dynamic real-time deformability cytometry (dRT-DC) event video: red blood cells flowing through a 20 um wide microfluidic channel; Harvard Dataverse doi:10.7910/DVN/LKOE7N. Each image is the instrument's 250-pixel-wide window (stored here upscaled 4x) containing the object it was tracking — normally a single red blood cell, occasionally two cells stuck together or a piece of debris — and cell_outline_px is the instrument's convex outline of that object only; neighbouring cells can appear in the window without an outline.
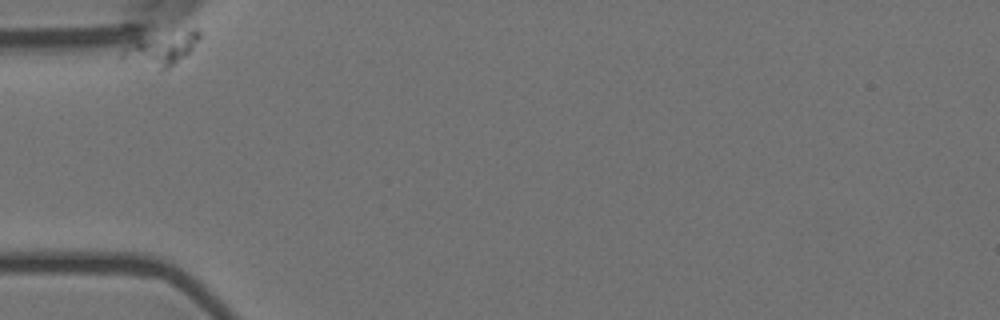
{"species": "Egyptian fruit bat (a non-hibernating species)", "species_latin": "Rousettus aegyptiacus", "temperature_condition": "room temperature", "stored_images_in_passage": 4, "camera_frame_rate_fps": 3000, "um_per_image_px": 0.085, "animal": {"sex": "female"}, "frame": {"image": 1, "passage_image": 1, "time_ms": 0.0, "image_size_px": [1000, 320], "cell_outline_px": [[200, 36], [192, 48], [184, 56], [168, 68], [160, 68], [120, 60], [120, 52], [132, 36], [168, 20], [200, 28]], "centroid_in_image_um": [13.67, 3.8], "position_along_channel_um": 71.3, "area_um2": 18.38}}
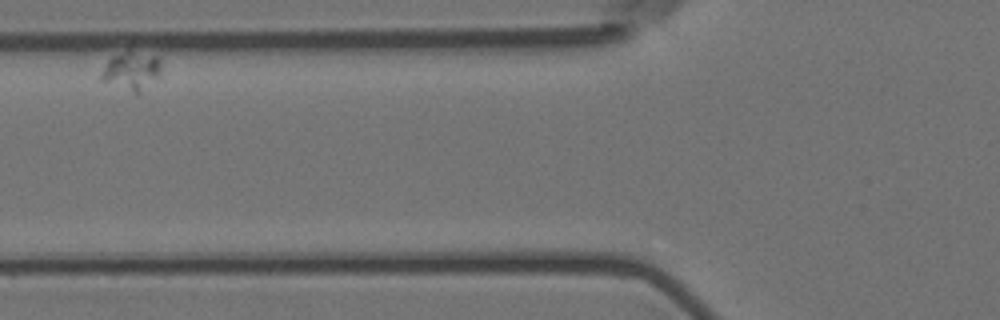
{"frame": {"image": 2, "passage_image": 3, "time_ms": 0.667, "image_size_px": [1000, 320], "cell_outline_px": [[160, 72], [136, 96], [100, 80], [100, 76], [108, 60], [112, 56], [128, 52], [132, 52], [156, 56], [160, 60]], "centroid_in_image_um": [11.13, 6.08], "position_along_channel_um": 114.7, "area_um2": 13.06}}